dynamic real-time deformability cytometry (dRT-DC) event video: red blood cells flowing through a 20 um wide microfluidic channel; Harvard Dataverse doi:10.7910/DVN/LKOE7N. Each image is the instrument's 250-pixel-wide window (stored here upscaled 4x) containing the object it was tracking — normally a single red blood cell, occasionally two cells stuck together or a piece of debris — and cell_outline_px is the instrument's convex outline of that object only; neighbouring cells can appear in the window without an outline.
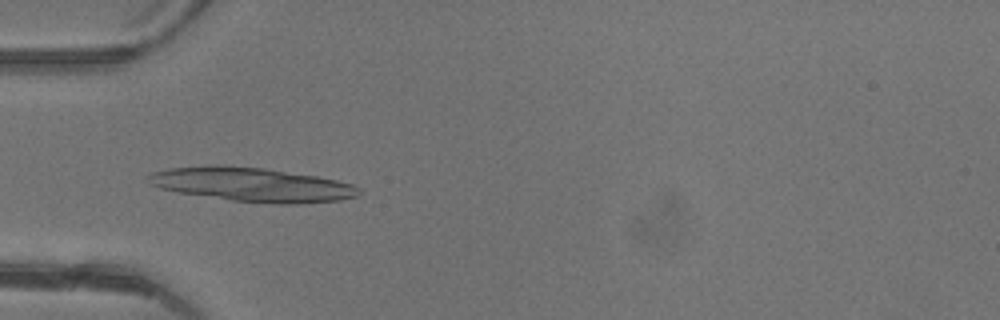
{"species": "common noctule bat (a hibernating species)", "species_latin": "Nyctalus noctula", "temperature_condition": "warm", "stored_images_in_passage": 17, "camera_frame_rate_fps": 3000, "um_per_image_px": 0.085, "animal": {"sex": "female"}, "frame": {"image": 1, "passage_image": 5, "time_ms": 1.333, "image_size_px": [1000, 320], "cell_outline_px": [[360, 192], [356, 196], [340, 200], [304, 204], [272, 204], [232, 200], [180, 192], [160, 188], [148, 184], [144, 176], [152, 172], [168, 168], [208, 164], [220, 164], [264, 168], [316, 176], [336, 180], [352, 184], [360, 188]], "centroid_in_image_um": [21.37, 15.68], "position_along_channel_um": 63.6, "area_um2": 42.19}}
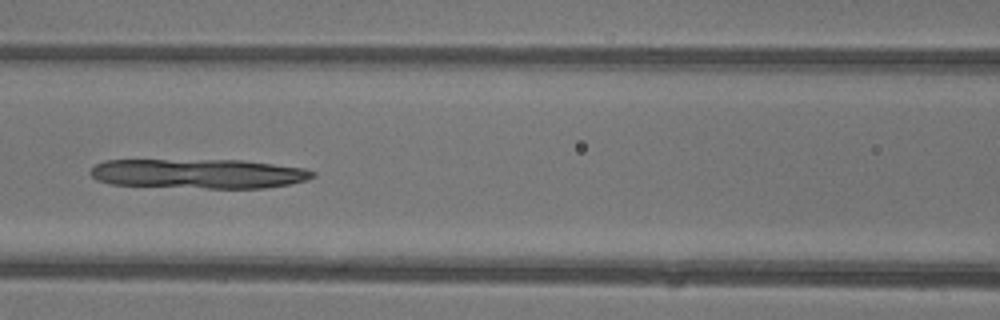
{"frame": {"image": 2, "passage_image": 11, "time_ms": 3.333, "image_size_px": [1000, 320], "cell_outline_px": [[316, 176], [308, 180], [288, 184], [264, 188], [204, 188], [112, 184], [96, 180], [88, 172], [96, 164], [104, 160], [244, 160], [304, 168], [316, 172]], "centroid_in_image_um": [16.9, 14.76], "position_along_channel_um": 149.7, "area_um2": 38.44}}
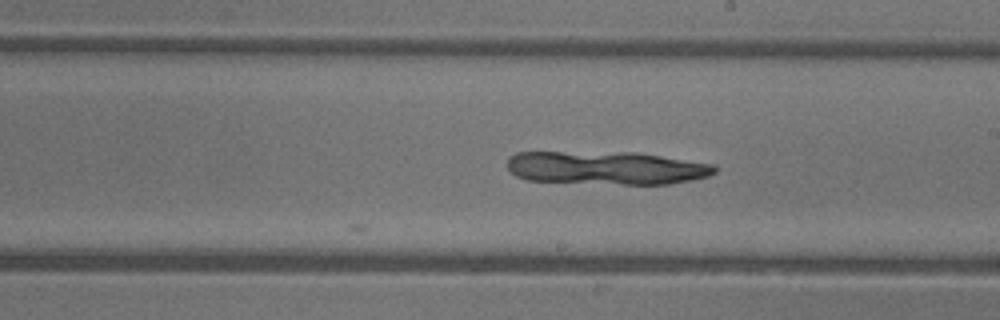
{"frame": {"image": 3, "passage_image": 17, "time_ms": 5.333, "image_size_px": [1000, 320], "cell_outline_px": [[716, 172], [708, 176], [692, 180], [668, 184], [624, 184], [528, 180], [516, 176], [508, 168], [508, 156], [516, 152], [636, 152], [716, 164]], "centroid_in_image_um": [51.57, 14.26], "position_along_channel_um": 237.4, "area_um2": 40.29}}